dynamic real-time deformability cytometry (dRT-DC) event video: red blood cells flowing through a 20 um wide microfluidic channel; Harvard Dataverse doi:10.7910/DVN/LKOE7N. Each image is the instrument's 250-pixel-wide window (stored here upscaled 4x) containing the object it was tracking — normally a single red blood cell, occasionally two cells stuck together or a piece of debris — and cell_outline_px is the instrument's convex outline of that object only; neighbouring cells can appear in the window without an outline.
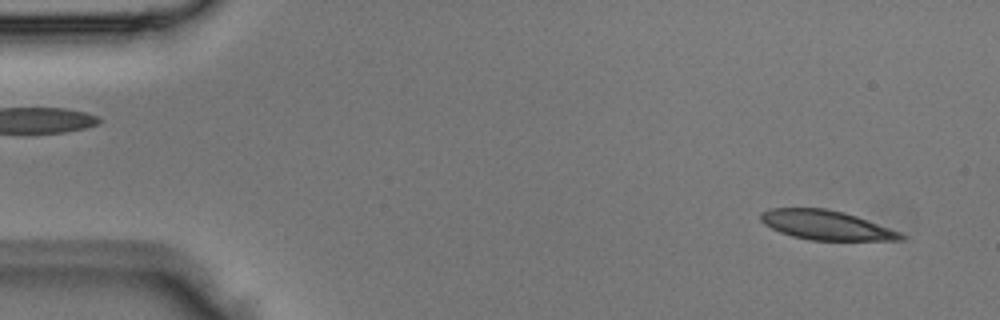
{"species": "Egyptian fruit bat (a non-hibernating species)", "species_latin": "Rousettus aegyptiacus", "temperature_condition": "room temperature", "stored_images_in_passage": 3, "camera_frame_rate_fps": 3000, "um_per_image_px": 0.085, "animal": {"sex": "male"}, "frame": {"image": 1, "passage_image": 1, "time_ms": 0.0, "image_size_px": [1000, 320], "cell_outline_px": [[908, 236], [904, 240], [812, 240], [792, 236], [780, 232], [764, 224], [760, 220], [760, 212], [768, 208], [824, 208], [844, 212], [856, 216], [900, 232]], "centroid_in_image_um": [70.2, 19.13], "position_along_channel_um": 14.8, "area_um2": 23.93}}
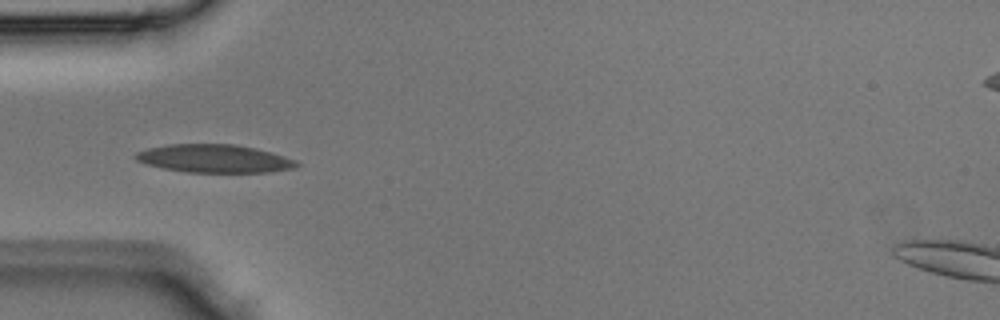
{"frame": {"image": 2, "passage_image": 3, "time_ms": 0.667, "image_size_px": [1000, 320], "cell_outline_px": [[300, 164], [296, 168], [268, 172], [188, 172], [164, 168], [148, 164], [136, 160], [132, 156], [136, 152], [148, 148], [168, 144], [236, 144], [256, 148], [272, 152], [296, 160]], "centroid_in_image_um": [18.24, 13.47], "position_along_channel_um": 66.8, "area_um2": 26.41}}